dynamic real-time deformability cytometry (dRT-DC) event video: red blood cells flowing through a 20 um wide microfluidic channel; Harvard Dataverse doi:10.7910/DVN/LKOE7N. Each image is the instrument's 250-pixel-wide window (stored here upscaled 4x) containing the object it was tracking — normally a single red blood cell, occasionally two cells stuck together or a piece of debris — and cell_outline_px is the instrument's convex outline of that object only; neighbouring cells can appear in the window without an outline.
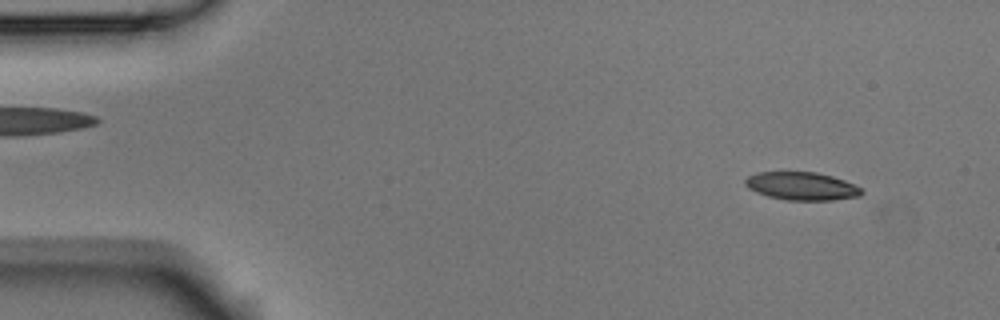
{"species": "Egyptian fruit bat (a non-hibernating species)", "species_latin": "Rousettus aegyptiacus", "temperature_condition": "room temperature", "stored_images_in_passage": 4, "camera_frame_rate_fps": 3000, "um_per_image_px": 0.085, "animal": {"sex": "male"}, "frame": {"image": 1, "passage_image": 1, "time_ms": 0.0, "image_size_px": [1000, 320], "cell_outline_px": [[864, 192], [860, 196], [832, 200], [788, 200], [768, 196], [756, 192], [748, 188], [744, 184], [744, 180], [748, 176], [756, 172], [816, 172], [832, 176], [844, 180], [864, 188]], "centroid_in_image_um": [68.16, 15.81], "position_along_channel_um": 16.8, "area_um2": 19.13}}
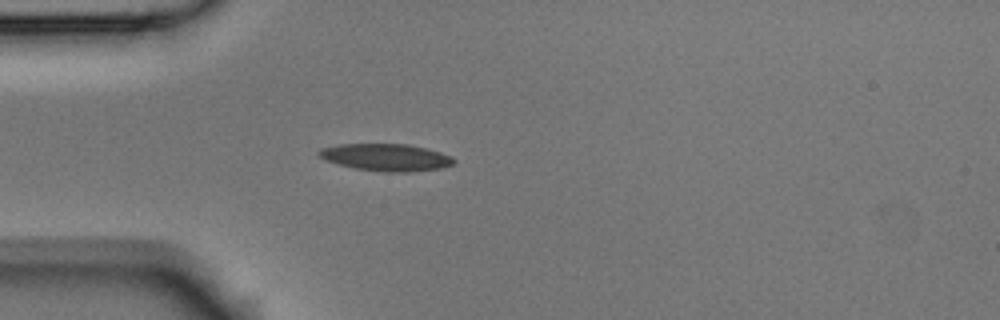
{"frame": {"image": 2, "passage_image": 4, "time_ms": 1.0, "image_size_px": [1000, 320], "cell_outline_px": [[456, 160], [452, 164], [440, 168], [408, 172], [388, 172], [356, 168], [340, 164], [328, 160], [320, 156], [316, 152], [320, 148], [340, 144], [408, 144], [440, 152], [452, 156]], "centroid_in_image_um": [32.83, 13.36], "position_along_channel_um": 52.2, "area_um2": 21.04}}